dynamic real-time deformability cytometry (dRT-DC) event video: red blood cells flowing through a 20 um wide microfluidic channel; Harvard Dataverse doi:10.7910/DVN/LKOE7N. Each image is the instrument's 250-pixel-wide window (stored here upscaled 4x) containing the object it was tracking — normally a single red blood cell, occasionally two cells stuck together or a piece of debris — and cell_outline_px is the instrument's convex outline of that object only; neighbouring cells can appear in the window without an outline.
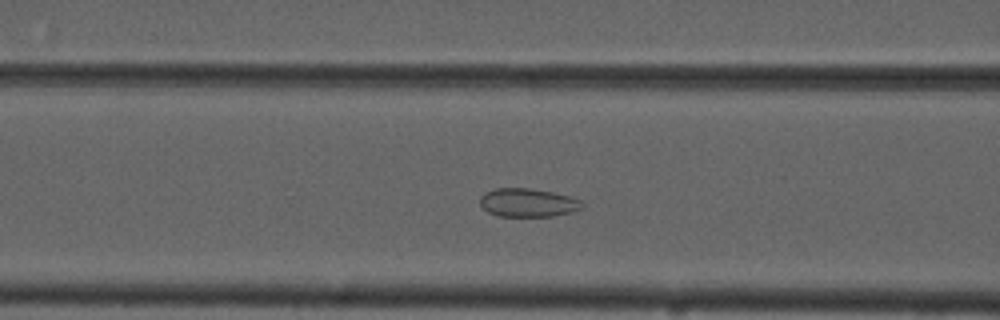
{"species": "common noctule bat (a hibernating species)", "species_latin": "Nyctalus noctula", "temperature_condition": "cold", "stored_images_in_passage": 52, "camera_frame_rate_fps": 3000, "um_per_image_px": 0.085, "animal": {"sex": "male", "forearm_length_mm": 52.5}, "frame": {"image": 1, "passage_image": 18, "time_ms": 5.667, "image_size_px": [1000, 320], "cell_outline_px": [[584, 204], [580, 208], [572, 212], [552, 216], [496, 216], [488, 212], [480, 204], [480, 196], [496, 188], [532, 188], [552, 192], [568, 196], [580, 200]], "centroid_in_image_um": [44.86, 17.23], "position_along_channel_um": 121.7, "area_um2": 16.82}}
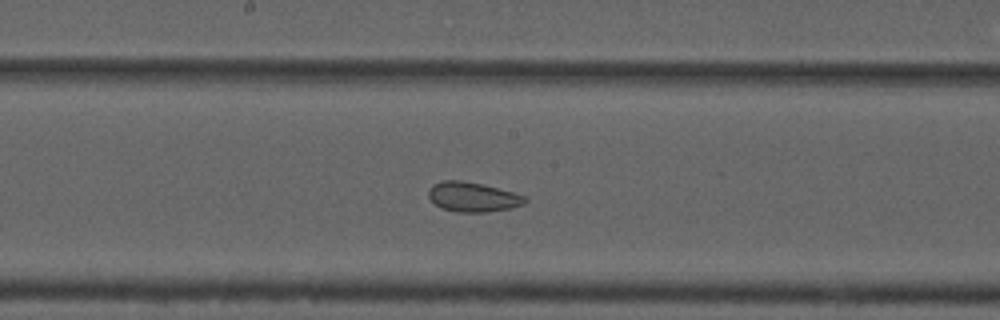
{"frame": {"image": 2, "passage_image": 25, "time_ms": 8.0, "image_size_px": [1000, 320], "cell_outline_px": [[528, 200], [524, 204], [512, 208], [488, 212], [456, 212], [440, 208], [428, 196], [428, 192], [432, 184], [444, 180], [460, 180], [480, 184], [528, 196]], "centroid_in_image_um": [40.2, 16.75], "position_along_channel_um": 208.0, "area_um2": 16.7}}
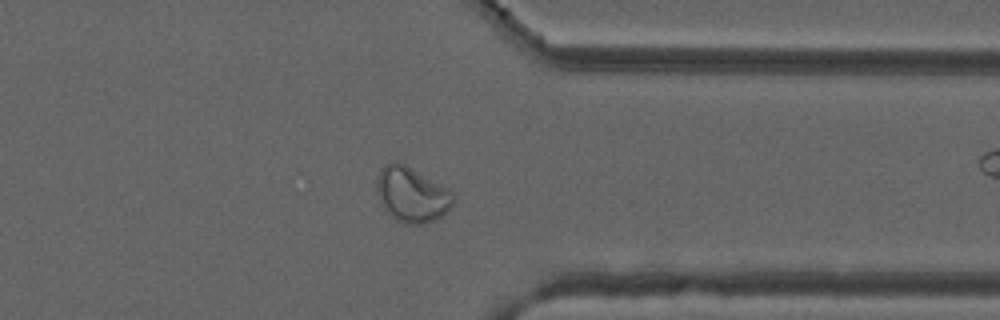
{"frame": {"image": 3, "passage_image": 39, "time_ms": 12.667, "image_size_px": [1000, 320], "cell_outline_px": [[456, 200], [440, 216], [432, 220], [420, 224], [404, 224], [396, 220], [384, 208], [376, 192], [376, 176], [380, 168], [384, 164], [396, 160], [400, 160], [448, 188], [456, 196]], "centroid_in_image_um": [34.97, 16.48], "position_along_channel_um": 376.4, "area_um2": 24.85}, "authors_computed_cell_mechanics": {"area_um2": 22.3686, "velocity_mm_per_s": 3.6997, "shape_relaxation_time_tau1_ms": null, "shape_relaxation_time_tau2_ms": 1.2962, "deformation_change_tau1": null, "deformation_change_tau2": 0.0502}}